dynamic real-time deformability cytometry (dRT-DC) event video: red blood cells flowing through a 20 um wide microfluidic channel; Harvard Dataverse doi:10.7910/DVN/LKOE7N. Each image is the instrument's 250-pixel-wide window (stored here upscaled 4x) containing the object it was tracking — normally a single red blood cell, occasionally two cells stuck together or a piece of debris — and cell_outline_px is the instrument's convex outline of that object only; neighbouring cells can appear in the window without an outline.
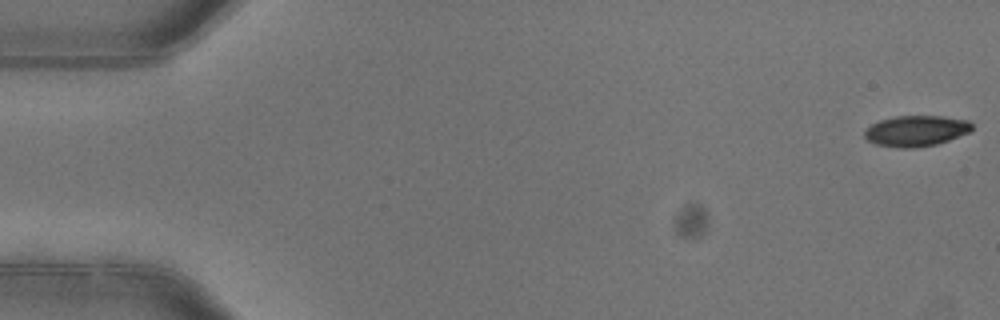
{"species": "common noctule bat (a hibernating species)", "species_latin": "Nyctalus noctula", "temperature_condition": "warm", "stored_images_in_passage": 3, "camera_frame_rate_fps": 3000, "um_per_image_px": 0.085, "animal": {"sex": "female"}, "frame": {"image": 1, "passage_image": 1, "time_ms": 0.0, "image_size_px": [1000, 320], "cell_outline_px": [[972, 132], [936, 144], [916, 148], [896, 148], [876, 144], [868, 140], [864, 136], [864, 132], [872, 124], [880, 120], [896, 116], [944, 116], [968, 120], [972, 124]], "centroid_in_image_um": [77.89, 11.13], "position_along_channel_um": 7.1, "area_um2": 19.36}}